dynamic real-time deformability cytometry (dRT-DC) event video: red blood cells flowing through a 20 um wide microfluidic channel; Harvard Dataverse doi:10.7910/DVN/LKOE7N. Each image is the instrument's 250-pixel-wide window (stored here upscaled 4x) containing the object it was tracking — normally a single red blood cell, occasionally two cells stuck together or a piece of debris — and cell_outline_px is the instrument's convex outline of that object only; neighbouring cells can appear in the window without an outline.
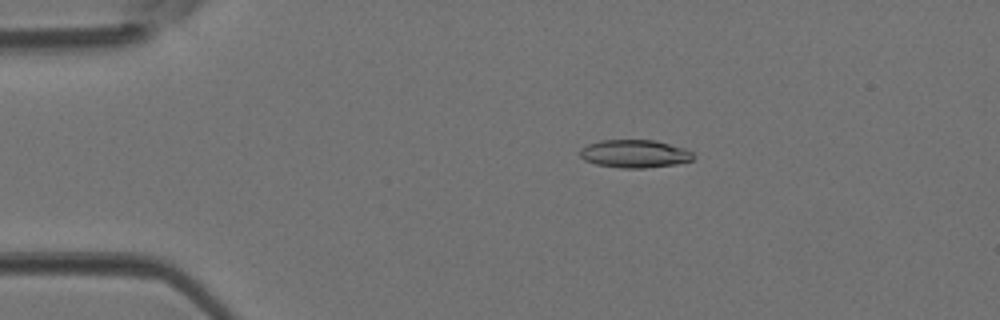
{"species": "Egyptian fruit bat (a non-hibernating species)", "species_latin": "Rousettus aegyptiacus", "temperature_condition": "room temperature", "stored_images_in_passage": 38, "camera_frame_rate_fps": 3000, "um_per_image_px": 0.085, "animal": {"sex": "female"}, "frame": {"image": 1, "passage_image": 2, "time_ms": 0.333, "image_size_px": [1000, 320], "cell_outline_px": [[696, 156], [692, 160], [676, 164], [644, 168], [624, 168], [596, 164], [584, 160], [580, 156], [580, 148], [588, 144], [600, 140], [656, 140], [684, 148], [692, 152]], "centroid_in_image_um": [53.95, 13.06], "position_along_channel_um": 31.1, "area_um2": 18.5}}
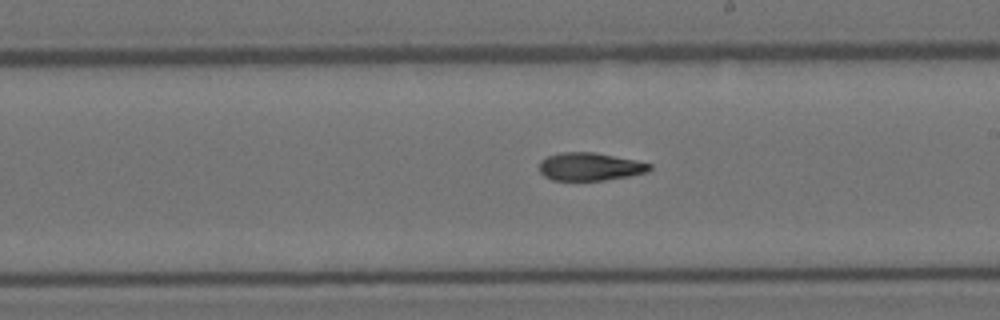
{"frame": {"image": 2, "passage_image": 19, "time_ms": 6.0, "image_size_px": [1000, 320], "cell_outline_px": [[652, 168], [648, 172], [628, 176], [604, 180], [552, 180], [544, 176], [540, 172], [540, 160], [548, 156], [560, 152], [592, 152], [636, 160], [652, 164]], "centroid_in_image_um": [50.14, 14.16], "position_along_channel_um": 238.9, "area_um2": 17.92}}
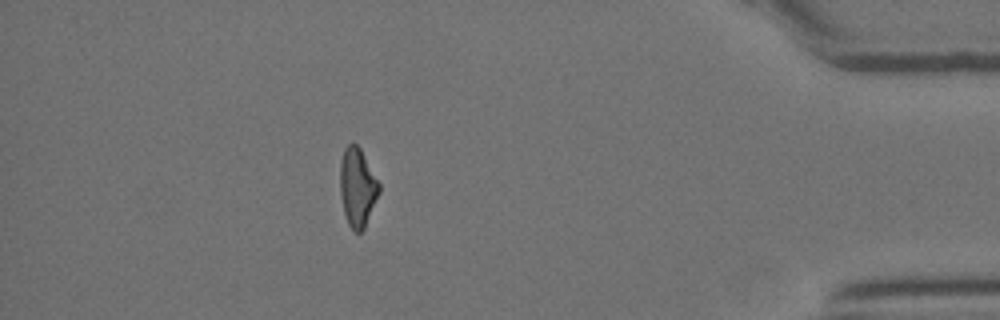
{"frame": {"image": 3, "passage_image": 33, "time_ms": 10.667, "image_size_px": [1000, 320], "cell_outline_px": [[380, 192], [364, 228], [360, 232], [356, 232], [348, 224], [344, 212], [340, 196], [340, 164], [344, 148], [348, 144], [356, 144], [360, 148], [380, 184]], "centroid_in_image_um": [30.38, 15.92], "position_along_channel_um": 404.8, "area_um2": 17.74}}